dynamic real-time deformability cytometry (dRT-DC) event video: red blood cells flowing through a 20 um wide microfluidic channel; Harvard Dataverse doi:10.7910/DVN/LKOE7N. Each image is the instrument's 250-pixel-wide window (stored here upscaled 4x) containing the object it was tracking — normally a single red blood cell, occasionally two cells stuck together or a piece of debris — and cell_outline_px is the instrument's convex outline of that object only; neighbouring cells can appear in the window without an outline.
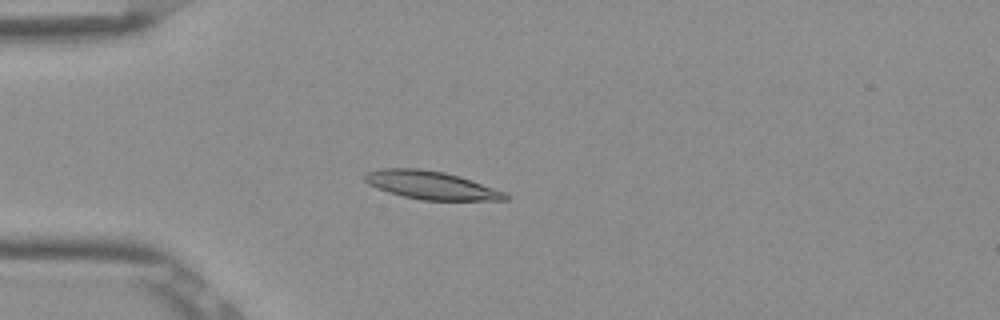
{"species": "Egyptian fruit bat (a non-hibernating species)", "species_latin": "Rousettus aegyptiacus", "temperature_condition": "room temperature", "stored_images_in_passage": 53, "camera_frame_rate_fps": 3000, "um_per_image_px": 0.085, "frame": {"image": 1, "passage_image": 15, "time_ms": 4.667, "image_size_px": [1000, 320], "cell_outline_px": [[508, 200], [420, 200], [388, 192], [376, 188], [368, 184], [364, 180], [364, 176], [368, 172], [380, 168], [420, 168], [444, 172], [460, 176], [504, 192], [508, 196]], "centroid_in_image_um": [36.6, 15.74], "position_along_channel_um": 48.4, "area_um2": 22.95}}
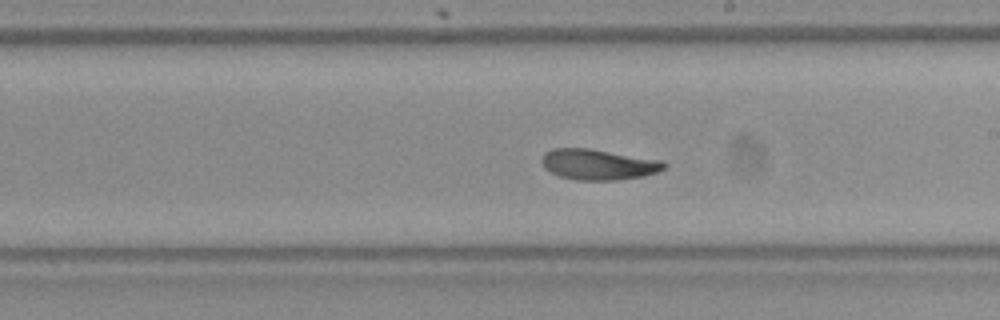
{"frame": {"image": 2, "passage_image": 31, "time_ms": 10.0, "image_size_px": [1000, 320], "cell_outline_px": [[668, 164], [664, 168], [656, 172], [644, 176], [620, 180], [576, 180], [560, 176], [544, 168], [540, 160], [544, 152], [552, 148], [588, 148], [664, 160]], "centroid_in_image_um": [50.86, 13.97], "position_along_channel_um": 238.1, "area_um2": 22.08}}
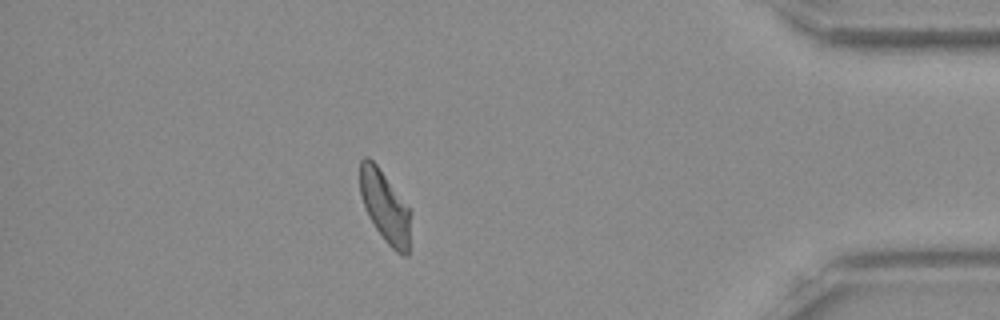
{"frame": {"image": 3, "passage_image": 47, "time_ms": 15.333, "image_size_px": [1000, 320], "cell_outline_px": [[408, 256], [404, 256], [396, 252], [384, 240], [368, 216], [360, 192], [360, 160], [364, 156], [368, 156], [376, 164], [408, 208]], "centroid_in_image_um": [32.66, 17.55], "position_along_channel_um": 402.5, "area_um2": 20.23}, "authors_computed_cell_mechanics": {"area_um2": 21.964, "velocity_mm_per_s": 3.8563, "shape_relaxation_time_tau1_ms": 4.392, "shape_relaxation_time_tau2_ms": 3.1258, "deformation_change_tau1": 0.1676, "deformation_change_tau2": 0.0957}}